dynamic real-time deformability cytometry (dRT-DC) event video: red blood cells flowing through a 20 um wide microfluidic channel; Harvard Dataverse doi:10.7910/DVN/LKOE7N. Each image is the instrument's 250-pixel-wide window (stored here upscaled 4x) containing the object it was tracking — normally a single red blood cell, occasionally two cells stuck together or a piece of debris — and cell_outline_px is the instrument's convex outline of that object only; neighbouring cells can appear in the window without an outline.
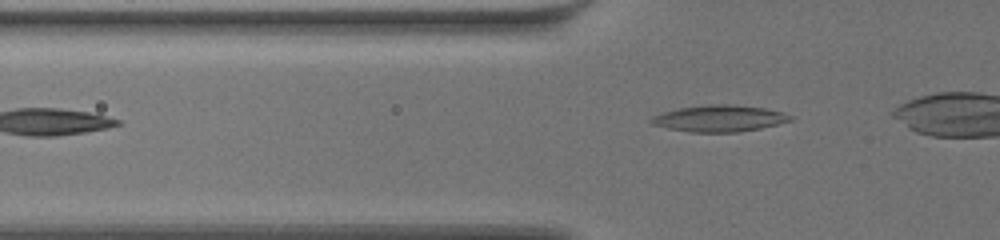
{"species": "common noctule bat (a hibernating species)", "species_latin": "Nyctalus noctula", "temperature_condition": "warm", "stored_images_in_passage": 30, "camera_frame_rate_fps": 3000, "um_per_image_px": 0.085, "animal": {"sex": "female", "body_mass_g": 19.5, "forearm_length_mm": 54.1}, "frame": {"image": 1, "passage_image": 2, "time_ms": 0.333, "image_size_px": [1000, 240], "cell_outline_px": [[792, 120], [760, 128], [736, 132], [688, 132], [668, 128], [652, 124], [648, 120], [652, 116], [664, 112], [680, 108], [712, 104], [736, 104], [764, 108], [780, 112], [792, 116]], "centroid_in_image_um": [61.11, 10.06], "position_along_channel_um": 64.7, "area_um2": 21.27}}
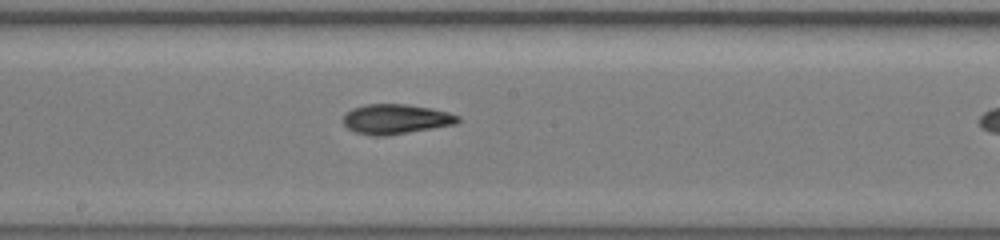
{"frame": {"image": 2, "passage_image": 15, "time_ms": 4.667, "image_size_px": [1000, 240], "cell_outline_px": [[460, 120], [456, 124], [388, 136], [372, 136], [356, 132], [348, 128], [344, 124], [344, 112], [352, 108], [364, 104], [404, 104], [432, 108], [448, 112], [460, 116]], "centroid_in_image_um": [33.64, 10.12], "position_along_channel_um": 214.6, "area_um2": 20.11}}
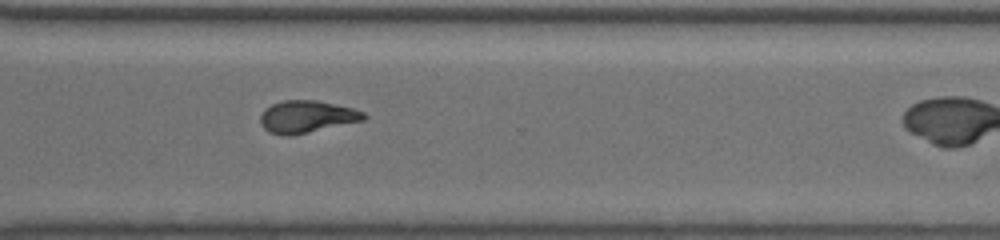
{"frame": {"image": 3, "passage_image": 26, "time_ms": 8.333, "image_size_px": [1000, 240], "cell_outline_px": [[368, 116], [364, 120], [288, 136], [284, 136], [268, 132], [260, 124], [260, 116], [264, 108], [272, 104], [284, 100], [316, 100], [352, 108], [364, 112]], "centroid_in_image_um": [26.04, 9.91], "position_along_channel_um": 344.6, "area_um2": 19.31}}